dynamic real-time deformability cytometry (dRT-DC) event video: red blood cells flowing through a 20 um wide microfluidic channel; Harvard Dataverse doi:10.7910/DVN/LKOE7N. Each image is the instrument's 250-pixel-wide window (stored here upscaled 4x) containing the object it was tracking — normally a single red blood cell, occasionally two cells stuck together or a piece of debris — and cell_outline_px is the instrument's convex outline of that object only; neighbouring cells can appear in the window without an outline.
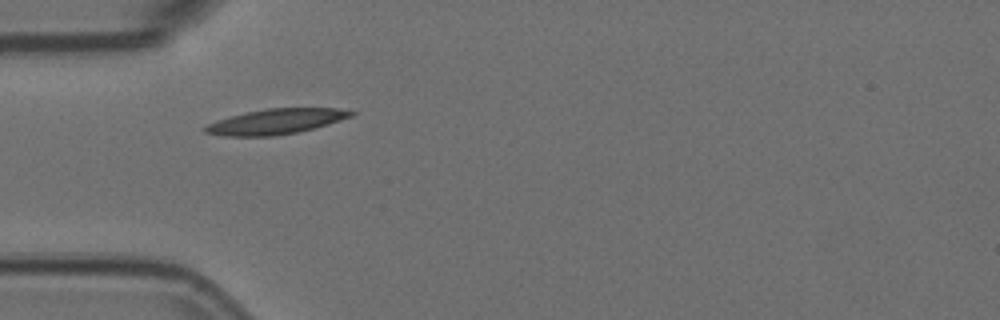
{"species": "Egyptian fruit bat (a non-hibernating species)", "species_latin": "Rousettus aegyptiacus", "temperature_condition": "room temperature", "stored_images_in_passage": 1, "camera_frame_rate_fps": 3000, "um_per_image_px": 0.085, "animal": {"sex": "female"}, "frame": {"image": 1, "passage_image": 1, "time_ms": 0.0, "image_size_px": [1000, 320], "cell_outline_px": [[356, 112], [352, 116], [328, 124], [296, 132], [276, 136], [224, 136], [204, 132], [200, 128], [216, 120], [248, 112], [268, 108], [336, 108]], "centroid_in_image_um": [23.41, 10.33], "position_along_channel_um": 61.6, "area_um2": 21.27}}